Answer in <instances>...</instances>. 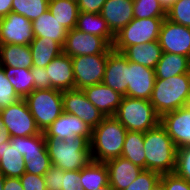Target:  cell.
<instances>
[{
	"label": "cell",
	"mask_w": 190,
	"mask_h": 190,
	"mask_svg": "<svg viewBox=\"0 0 190 190\" xmlns=\"http://www.w3.org/2000/svg\"><path fill=\"white\" fill-rule=\"evenodd\" d=\"M160 124L166 129L177 149L190 146V113L184 107L163 114Z\"/></svg>",
	"instance_id": "cell-15"
},
{
	"label": "cell",
	"mask_w": 190,
	"mask_h": 190,
	"mask_svg": "<svg viewBox=\"0 0 190 190\" xmlns=\"http://www.w3.org/2000/svg\"><path fill=\"white\" fill-rule=\"evenodd\" d=\"M163 52L190 58V27L174 23L165 18L158 37Z\"/></svg>",
	"instance_id": "cell-13"
},
{
	"label": "cell",
	"mask_w": 190,
	"mask_h": 190,
	"mask_svg": "<svg viewBox=\"0 0 190 190\" xmlns=\"http://www.w3.org/2000/svg\"><path fill=\"white\" fill-rule=\"evenodd\" d=\"M155 79L154 69L128 61L127 96L150 100Z\"/></svg>",
	"instance_id": "cell-14"
},
{
	"label": "cell",
	"mask_w": 190,
	"mask_h": 190,
	"mask_svg": "<svg viewBox=\"0 0 190 190\" xmlns=\"http://www.w3.org/2000/svg\"><path fill=\"white\" fill-rule=\"evenodd\" d=\"M75 28L84 33L100 36L110 46L113 45L115 35L110 31L107 22L100 13L79 12Z\"/></svg>",
	"instance_id": "cell-28"
},
{
	"label": "cell",
	"mask_w": 190,
	"mask_h": 190,
	"mask_svg": "<svg viewBox=\"0 0 190 190\" xmlns=\"http://www.w3.org/2000/svg\"><path fill=\"white\" fill-rule=\"evenodd\" d=\"M106 0H78L79 12L101 13L103 4Z\"/></svg>",
	"instance_id": "cell-46"
},
{
	"label": "cell",
	"mask_w": 190,
	"mask_h": 190,
	"mask_svg": "<svg viewBox=\"0 0 190 190\" xmlns=\"http://www.w3.org/2000/svg\"><path fill=\"white\" fill-rule=\"evenodd\" d=\"M111 49L112 46L102 37L74 28L67 32L63 53L72 58L83 55H108Z\"/></svg>",
	"instance_id": "cell-10"
},
{
	"label": "cell",
	"mask_w": 190,
	"mask_h": 190,
	"mask_svg": "<svg viewBox=\"0 0 190 190\" xmlns=\"http://www.w3.org/2000/svg\"><path fill=\"white\" fill-rule=\"evenodd\" d=\"M49 11L68 31L76 27L79 7L74 0H49Z\"/></svg>",
	"instance_id": "cell-30"
},
{
	"label": "cell",
	"mask_w": 190,
	"mask_h": 190,
	"mask_svg": "<svg viewBox=\"0 0 190 190\" xmlns=\"http://www.w3.org/2000/svg\"><path fill=\"white\" fill-rule=\"evenodd\" d=\"M11 136L7 132L5 124L0 116V145H3L4 142H10Z\"/></svg>",
	"instance_id": "cell-49"
},
{
	"label": "cell",
	"mask_w": 190,
	"mask_h": 190,
	"mask_svg": "<svg viewBox=\"0 0 190 190\" xmlns=\"http://www.w3.org/2000/svg\"><path fill=\"white\" fill-rule=\"evenodd\" d=\"M17 95L24 99L34 91V77L29 68L2 67Z\"/></svg>",
	"instance_id": "cell-32"
},
{
	"label": "cell",
	"mask_w": 190,
	"mask_h": 190,
	"mask_svg": "<svg viewBox=\"0 0 190 190\" xmlns=\"http://www.w3.org/2000/svg\"><path fill=\"white\" fill-rule=\"evenodd\" d=\"M160 174L150 170H143L133 183L124 190H151L160 179Z\"/></svg>",
	"instance_id": "cell-40"
},
{
	"label": "cell",
	"mask_w": 190,
	"mask_h": 190,
	"mask_svg": "<svg viewBox=\"0 0 190 190\" xmlns=\"http://www.w3.org/2000/svg\"><path fill=\"white\" fill-rule=\"evenodd\" d=\"M49 10V0H13L12 12L34 21Z\"/></svg>",
	"instance_id": "cell-34"
},
{
	"label": "cell",
	"mask_w": 190,
	"mask_h": 190,
	"mask_svg": "<svg viewBox=\"0 0 190 190\" xmlns=\"http://www.w3.org/2000/svg\"><path fill=\"white\" fill-rule=\"evenodd\" d=\"M63 178L64 171L52 165L44 175L46 190H62Z\"/></svg>",
	"instance_id": "cell-41"
},
{
	"label": "cell",
	"mask_w": 190,
	"mask_h": 190,
	"mask_svg": "<svg viewBox=\"0 0 190 190\" xmlns=\"http://www.w3.org/2000/svg\"><path fill=\"white\" fill-rule=\"evenodd\" d=\"M170 21L190 27V0H177L166 12Z\"/></svg>",
	"instance_id": "cell-36"
},
{
	"label": "cell",
	"mask_w": 190,
	"mask_h": 190,
	"mask_svg": "<svg viewBox=\"0 0 190 190\" xmlns=\"http://www.w3.org/2000/svg\"><path fill=\"white\" fill-rule=\"evenodd\" d=\"M0 116L11 138L41 133L25 99H20L14 104L0 109Z\"/></svg>",
	"instance_id": "cell-8"
},
{
	"label": "cell",
	"mask_w": 190,
	"mask_h": 190,
	"mask_svg": "<svg viewBox=\"0 0 190 190\" xmlns=\"http://www.w3.org/2000/svg\"><path fill=\"white\" fill-rule=\"evenodd\" d=\"M10 144H16L20 154L24 156L48 155L44 132L33 136L12 137Z\"/></svg>",
	"instance_id": "cell-33"
},
{
	"label": "cell",
	"mask_w": 190,
	"mask_h": 190,
	"mask_svg": "<svg viewBox=\"0 0 190 190\" xmlns=\"http://www.w3.org/2000/svg\"><path fill=\"white\" fill-rule=\"evenodd\" d=\"M80 180V171H64L62 190H85Z\"/></svg>",
	"instance_id": "cell-44"
},
{
	"label": "cell",
	"mask_w": 190,
	"mask_h": 190,
	"mask_svg": "<svg viewBox=\"0 0 190 190\" xmlns=\"http://www.w3.org/2000/svg\"><path fill=\"white\" fill-rule=\"evenodd\" d=\"M3 185H4V177L0 174V190H4Z\"/></svg>",
	"instance_id": "cell-54"
},
{
	"label": "cell",
	"mask_w": 190,
	"mask_h": 190,
	"mask_svg": "<svg viewBox=\"0 0 190 190\" xmlns=\"http://www.w3.org/2000/svg\"><path fill=\"white\" fill-rule=\"evenodd\" d=\"M20 99L5 75L4 69L0 66V109L14 104Z\"/></svg>",
	"instance_id": "cell-38"
},
{
	"label": "cell",
	"mask_w": 190,
	"mask_h": 190,
	"mask_svg": "<svg viewBox=\"0 0 190 190\" xmlns=\"http://www.w3.org/2000/svg\"><path fill=\"white\" fill-rule=\"evenodd\" d=\"M164 19L165 18H134L115 35L112 49L122 53L128 46L158 40Z\"/></svg>",
	"instance_id": "cell-7"
},
{
	"label": "cell",
	"mask_w": 190,
	"mask_h": 190,
	"mask_svg": "<svg viewBox=\"0 0 190 190\" xmlns=\"http://www.w3.org/2000/svg\"><path fill=\"white\" fill-rule=\"evenodd\" d=\"M151 190H166L164 183L159 179Z\"/></svg>",
	"instance_id": "cell-51"
},
{
	"label": "cell",
	"mask_w": 190,
	"mask_h": 190,
	"mask_svg": "<svg viewBox=\"0 0 190 190\" xmlns=\"http://www.w3.org/2000/svg\"><path fill=\"white\" fill-rule=\"evenodd\" d=\"M29 45L0 44V66L13 68H29L32 65Z\"/></svg>",
	"instance_id": "cell-26"
},
{
	"label": "cell",
	"mask_w": 190,
	"mask_h": 190,
	"mask_svg": "<svg viewBox=\"0 0 190 190\" xmlns=\"http://www.w3.org/2000/svg\"><path fill=\"white\" fill-rule=\"evenodd\" d=\"M121 157L146 170L144 132L127 131Z\"/></svg>",
	"instance_id": "cell-29"
},
{
	"label": "cell",
	"mask_w": 190,
	"mask_h": 190,
	"mask_svg": "<svg viewBox=\"0 0 190 190\" xmlns=\"http://www.w3.org/2000/svg\"><path fill=\"white\" fill-rule=\"evenodd\" d=\"M189 98L190 75L186 73L168 79H155L149 101L161 117L167 112L184 107Z\"/></svg>",
	"instance_id": "cell-4"
},
{
	"label": "cell",
	"mask_w": 190,
	"mask_h": 190,
	"mask_svg": "<svg viewBox=\"0 0 190 190\" xmlns=\"http://www.w3.org/2000/svg\"><path fill=\"white\" fill-rule=\"evenodd\" d=\"M27 173L44 176L52 166L49 155L24 156Z\"/></svg>",
	"instance_id": "cell-37"
},
{
	"label": "cell",
	"mask_w": 190,
	"mask_h": 190,
	"mask_svg": "<svg viewBox=\"0 0 190 190\" xmlns=\"http://www.w3.org/2000/svg\"><path fill=\"white\" fill-rule=\"evenodd\" d=\"M45 144L51 164L63 171H80L92 160L90 141L84 136L45 138Z\"/></svg>",
	"instance_id": "cell-1"
},
{
	"label": "cell",
	"mask_w": 190,
	"mask_h": 190,
	"mask_svg": "<svg viewBox=\"0 0 190 190\" xmlns=\"http://www.w3.org/2000/svg\"><path fill=\"white\" fill-rule=\"evenodd\" d=\"M100 14L110 31L116 35L134 19L133 0H106Z\"/></svg>",
	"instance_id": "cell-18"
},
{
	"label": "cell",
	"mask_w": 190,
	"mask_h": 190,
	"mask_svg": "<svg viewBox=\"0 0 190 190\" xmlns=\"http://www.w3.org/2000/svg\"><path fill=\"white\" fill-rule=\"evenodd\" d=\"M102 83L127 96L128 60L121 52L109 51Z\"/></svg>",
	"instance_id": "cell-16"
},
{
	"label": "cell",
	"mask_w": 190,
	"mask_h": 190,
	"mask_svg": "<svg viewBox=\"0 0 190 190\" xmlns=\"http://www.w3.org/2000/svg\"><path fill=\"white\" fill-rule=\"evenodd\" d=\"M163 51L158 40L139 45L128 46L122 54L130 62L154 69Z\"/></svg>",
	"instance_id": "cell-22"
},
{
	"label": "cell",
	"mask_w": 190,
	"mask_h": 190,
	"mask_svg": "<svg viewBox=\"0 0 190 190\" xmlns=\"http://www.w3.org/2000/svg\"><path fill=\"white\" fill-rule=\"evenodd\" d=\"M114 117L127 131L146 132L160 123V116L149 100L123 96Z\"/></svg>",
	"instance_id": "cell-5"
},
{
	"label": "cell",
	"mask_w": 190,
	"mask_h": 190,
	"mask_svg": "<svg viewBox=\"0 0 190 190\" xmlns=\"http://www.w3.org/2000/svg\"><path fill=\"white\" fill-rule=\"evenodd\" d=\"M25 170V162L16 144L4 142L0 145V174L3 177L20 178Z\"/></svg>",
	"instance_id": "cell-24"
},
{
	"label": "cell",
	"mask_w": 190,
	"mask_h": 190,
	"mask_svg": "<svg viewBox=\"0 0 190 190\" xmlns=\"http://www.w3.org/2000/svg\"><path fill=\"white\" fill-rule=\"evenodd\" d=\"M44 136L62 140L73 136H84L90 141L92 128L77 116L63 112L44 132Z\"/></svg>",
	"instance_id": "cell-17"
},
{
	"label": "cell",
	"mask_w": 190,
	"mask_h": 190,
	"mask_svg": "<svg viewBox=\"0 0 190 190\" xmlns=\"http://www.w3.org/2000/svg\"><path fill=\"white\" fill-rule=\"evenodd\" d=\"M4 190H24L20 178L4 177Z\"/></svg>",
	"instance_id": "cell-47"
},
{
	"label": "cell",
	"mask_w": 190,
	"mask_h": 190,
	"mask_svg": "<svg viewBox=\"0 0 190 190\" xmlns=\"http://www.w3.org/2000/svg\"><path fill=\"white\" fill-rule=\"evenodd\" d=\"M34 39L32 21L15 12L0 18V44L29 45Z\"/></svg>",
	"instance_id": "cell-12"
},
{
	"label": "cell",
	"mask_w": 190,
	"mask_h": 190,
	"mask_svg": "<svg viewBox=\"0 0 190 190\" xmlns=\"http://www.w3.org/2000/svg\"><path fill=\"white\" fill-rule=\"evenodd\" d=\"M133 15L136 19L166 18L158 0H133Z\"/></svg>",
	"instance_id": "cell-35"
},
{
	"label": "cell",
	"mask_w": 190,
	"mask_h": 190,
	"mask_svg": "<svg viewBox=\"0 0 190 190\" xmlns=\"http://www.w3.org/2000/svg\"><path fill=\"white\" fill-rule=\"evenodd\" d=\"M80 178L85 190H97L109 183L107 166L103 162L91 160L80 170Z\"/></svg>",
	"instance_id": "cell-31"
},
{
	"label": "cell",
	"mask_w": 190,
	"mask_h": 190,
	"mask_svg": "<svg viewBox=\"0 0 190 190\" xmlns=\"http://www.w3.org/2000/svg\"><path fill=\"white\" fill-rule=\"evenodd\" d=\"M30 70L34 77V90L51 88V82L48 80L46 68L32 67Z\"/></svg>",
	"instance_id": "cell-45"
},
{
	"label": "cell",
	"mask_w": 190,
	"mask_h": 190,
	"mask_svg": "<svg viewBox=\"0 0 190 190\" xmlns=\"http://www.w3.org/2000/svg\"><path fill=\"white\" fill-rule=\"evenodd\" d=\"M20 181L24 190H46L44 176L25 172L20 177Z\"/></svg>",
	"instance_id": "cell-43"
},
{
	"label": "cell",
	"mask_w": 190,
	"mask_h": 190,
	"mask_svg": "<svg viewBox=\"0 0 190 190\" xmlns=\"http://www.w3.org/2000/svg\"><path fill=\"white\" fill-rule=\"evenodd\" d=\"M160 180L164 183L166 190H190V182L175 173L162 174Z\"/></svg>",
	"instance_id": "cell-42"
},
{
	"label": "cell",
	"mask_w": 190,
	"mask_h": 190,
	"mask_svg": "<svg viewBox=\"0 0 190 190\" xmlns=\"http://www.w3.org/2000/svg\"><path fill=\"white\" fill-rule=\"evenodd\" d=\"M154 72L156 79H168L176 75L190 73V58L163 52Z\"/></svg>",
	"instance_id": "cell-25"
},
{
	"label": "cell",
	"mask_w": 190,
	"mask_h": 190,
	"mask_svg": "<svg viewBox=\"0 0 190 190\" xmlns=\"http://www.w3.org/2000/svg\"><path fill=\"white\" fill-rule=\"evenodd\" d=\"M13 0H0V18L7 16L12 11Z\"/></svg>",
	"instance_id": "cell-48"
},
{
	"label": "cell",
	"mask_w": 190,
	"mask_h": 190,
	"mask_svg": "<svg viewBox=\"0 0 190 190\" xmlns=\"http://www.w3.org/2000/svg\"><path fill=\"white\" fill-rule=\"evenodd\" d=\"M105 165L108 169L109 184L115 190L126 189L144 170L123 157L111 159L105 162Z\"/></svg>",
	"instance_id": "cell-20"
},
{
	"label": "cell",
	"mask_w": 190,
	"mask_h": 190,
	"mask_svg": "<svg viewBox=\"0 0 190 190\" xmlns=\"http://www.w3.org/2000/svg\"><path fill=\"white\" fill-rule=\"evenodd\" d=\"M174 173L190 182V146H183L177 149Z\"/></svg>",
	"instance_id": "cell-39"
},
{
	"label": "cell",
	"mask_w": 190,
	"mask_h": 190,
	"mask_svg": "<svg viewBox=\"0 0 190 190\" xmlns=\"http://www.w3.org/2000/svg\"><path fill=\"white\" fill-rule=\"evenodd\" d=\"M63 112L81 119L92 129L98 126L105 116L86 98L82 89L63 91Z\"/></svg>",
	"instance_id": "cell-11"
},
{
	"label": "cell",
	"mask_w": 190,
	"mask_h": 190,
	"mask_svg": "<svg viewBox=\"0 0 190 190\" xmlns=\"http://www.w3.org/2000/svg\"><path fill=\"white\" fill-rule=\"evenodd\" d=\"M108 55L72 57L75 89L100 84L103 81Z\"/></svg>",
	"instance_id": "cell-9"
},
{
	"label": "cell",
	"mask_w": 190,
	"mask_h": 190,
	"mask_svg": "<svg viewBox=\"0 0 190 190\" xmlns=\"http://www.w3.org/2000/svg\"><path fill=\"white\" fill-rule=\"evenodd\" d=\"M86 98L105 116H114L123 95L103 83L82 89Z\"/></svg>",
	"instance_id": "cell-19"
},
{
	"label": "cell",
	"mask_w": 190,
	"mask_h": 190,
	"mask_svg": "<svg viewBox=\"0 0 190 190\" xmlns=\"http://www.w3.org/2000/svg\"><path fill=\"white\" fill-rule=\"evenodd\" d=\"M97 190H115L109 183L100 187L99 189Z\"/></svg>",
	"instance_id": "cell-52"
},
{
	"label": "cell",
	"mask_w": 190,
	"mask_h": 190,
	"mask_svg": "<svg viewBox=\"0 0 190 190\" xmlns=\"http://www.w3.org/2000/svg\"><path fill=\"white\" fill-rule=\"evenodd\" d=\"M46 72L51 88L60 91L75 89L73 64L71 57L62 53L54 58L47 66Z\"/></svg>",
	"instance_id": "cell-21"
},
{
	"label": "cell",
	"mask_w": 190,
	"mask_h": 190,
	"mask_svg": "<svg viewBox=\"0 0 190 190\" xmlns=\"http://www.w3.org/2000/svg\"><path fill=\"white\" fill-rule=\"evenodd\" d=\"M184 108L190 113V98L186 101Z\"/></svg>",
	"instance_id": "cell-53"
},
{
	"label": "cell",
	"mask_w": 190,
	"mask_h": 190,
	"mask_svg": "<svg viewBox=\"0 0 190 190\" xmlns=\"http://www.w3.org/2000/svg\"><path fill=\"white\" fill-rule=\"evenodd\" d=\"M32 28L34 38H51L64 46L68 30L59 24L49 10L32 21Z\"/></svg>",
	"instance_id": "cell-23"
},
{
	"label": "cell",
	"mask_w": 190,
	"mask_h": 190,
	"mask_svg": "<svg viewBox=\"0 0 190 190\" xmlns=\"http://www.w3.org/2000/svg\"><path fill=\"white\" fill-rule=\"evenodd\" d=\"M62 93L53 88L36 89L24 98L41 132L63 113Z\"/></svg>",
	"instance_id": "cell-6"
},
{
	"label": "cell",
	"mask_w": 190,
	"mask_h": 190,
	"mask_svg": "<svg viewBox=\"0 0 190 190\" xmlns=\"http://www.w3.org/2000/svg\"><path fill=\"white\" fill-rule=\"evenodd\" d=\"M144 148L146 170L157 172L160 175L174 173L177 147L160 123L144 132Z\"/></svg>",
	"instance_id": "cell-3"
},
{
	"label": "cell",
	"mask_w": 190,
	"mask_h": 190,
	"mask_svg": "<svg viewBox=\"0 0 190 190\" xmlns=\"http://www.w3.org/2000/svg\"><path fill=\"white\" fill-rule=\"evenodd\" d=\"M126 134L127 129L114 116L105 117L92 129L91 159L105 163L121 157Z\"/></svg>",
	"instance_id": "cell-2"
},
{
	"label": "cell",
	"mask_w": 190,
	"mask_h": 190,
	"mask_svg": "<svg viewBox=\"0 0 190 190\" xmlns=\"http://www.w3.org/2000/svg\"><path fill=\"white\" fill-rule=\"evenodd\" d=\"M177 0H158L162 8L165 10V12H168V10L172 7V5L176 2Z\"/></svg>",
	"instance_id": "cell-50"
},
{
	"label": "cell",
	"mask_w": 190,
	"mask_h": 190,
	"mask_svg": "<svg viewBox=\"0 0 190 190\" xmlns=\"http://www.w3.org/2000/svg\"><path fill=\"white\" fill-rule=\"evenodd\" d=\"M29 46L33 67L46 68L54 58L63 53V47L51 38H34Z\"/></svg>",
	"instance_id": "cell-27"
}]
</instances>
